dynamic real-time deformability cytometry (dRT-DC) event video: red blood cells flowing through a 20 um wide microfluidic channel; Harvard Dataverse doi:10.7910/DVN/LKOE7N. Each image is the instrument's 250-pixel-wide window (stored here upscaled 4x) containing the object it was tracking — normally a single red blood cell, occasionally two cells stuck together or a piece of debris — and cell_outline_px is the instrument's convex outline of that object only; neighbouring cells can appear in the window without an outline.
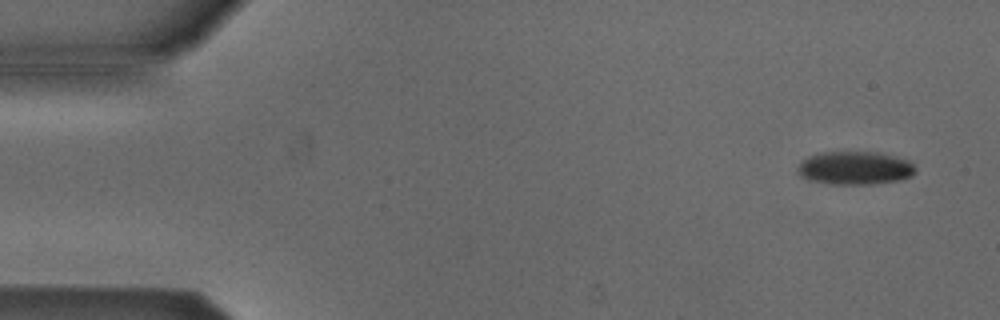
{"species": "Egyptian fruit bat (a non-hibernating species)", "species_latin": "Rousettus aegyptiacus", "temperature_condition": "cold", "stored_images_in_passage": 4, "camera_frame_rate_fps": 3000, "um_per_image_px": 0.085, "animal": {"sex": "male"}, "frame": {"image": 1, "passage_image": 1, "time_ms": 0.0, "image_size_px": [1000, 320], "cell_outline_px": [[916, 172], [912, 176], [900, 180], [872, 184], [832, 184], [812, 180], [800, 176], [796, 172], [796, 168], [800, 160], [808, 156], [820, 152], [880, 152], [896, 156], [908, 160], [916, 168]], "centroid_in_image_um": [72.65, 14.27], "position_along_channel_um": 12.3, "area_um2": 23.12}}
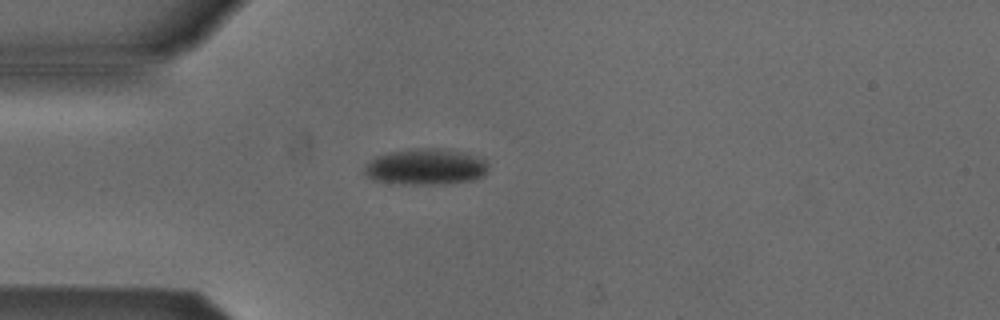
{"frame": {"image": 2, "passage_image": 4, "time_ms": 3.667, "image_size_px": [1000, 320], "cell_outline_px": [[488, 168], [484, 176], [472, 180], [444, 184], [404, 184], [372, 180], [364, 172], [364, 168], [376, 156], [392, 152], [416, 148], [432, 148], [460, 152], [488, 160]], "centroid_in_image_um": [36.21, 14.19], "position_along_channel_um": 48.8, "area_um2": 25.78}}